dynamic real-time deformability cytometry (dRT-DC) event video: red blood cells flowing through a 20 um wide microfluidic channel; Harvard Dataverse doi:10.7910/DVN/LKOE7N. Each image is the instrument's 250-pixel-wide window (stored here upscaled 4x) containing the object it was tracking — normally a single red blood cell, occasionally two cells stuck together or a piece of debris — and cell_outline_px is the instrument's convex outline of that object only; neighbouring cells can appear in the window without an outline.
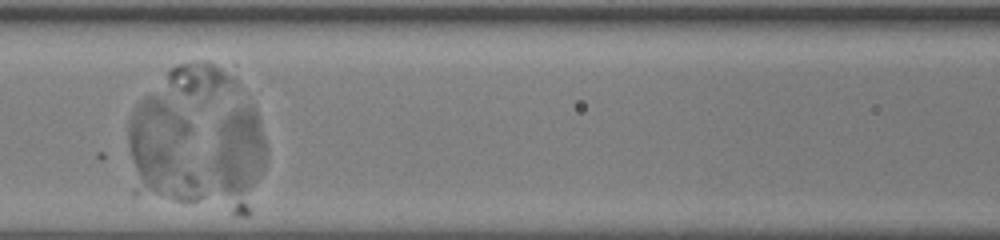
{"species": "human", "species_latin": "Homo sapiens", "temperature_condition": "room temperature", "stored_images_in_passage": 33, "segment_of_instrument_passage": [1, 2], "camera_frame_rate_fps": 3000, "um_per_image_px": 0.085, "donor": {"sex": "female"}, "frame": {"image": 1, "passage_image": 8, "time_ms": 2.333, "image_size_px": [1000, 240], "cell_outline_px": [[264, 168], [248, 216], [236, 216], [232, 212], [212, 172], [212, 164], [220, 124], [236, 108], [252, 108], [256, 112], [264, 140]], "centroid_in_image_um": [20.35, 13.54], "position_along_channel_um": 146.3, "area_um2": 30.17}}
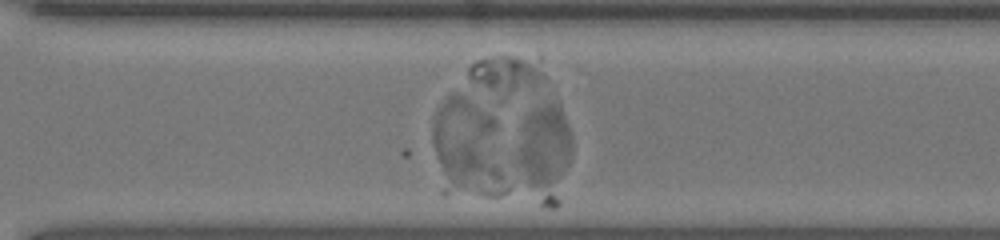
{"frame": {"image": 2, "passage_image": 23, "time_ms": 7.333, "image_size_px": [1000, 240], "cell_outline_px": [[572, 148], [560, 204], [556, 208], [552, 208], [540, 204], [516, 164], [516, 156], [524, 120], [528, 112], [532, 108], [544, 104], [560, 104], [572, 136]], "centroid_in_image_um": [46.35, 12.99], "position_along_channel_um": 324.3, "area_um2": 30.87}}
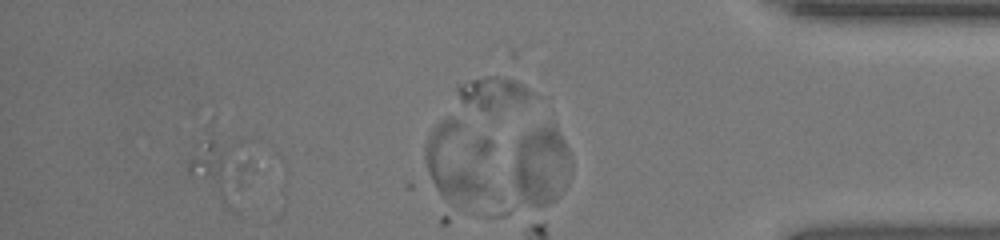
{"frame": {"image": 3, "passage_image": 30, "time_ms": 9.667, "image_size_px": [1000, 240], "cell_outline_px": [[248, 160], [236, 212], [232, 212], [188, 172], [188, 160], [208, 140], [212, 140], [248, 156]], "centroid_in_image_um": [18.69, 14.6], "position_along_channel_um": 416.5, "area_um2": 19.07}}